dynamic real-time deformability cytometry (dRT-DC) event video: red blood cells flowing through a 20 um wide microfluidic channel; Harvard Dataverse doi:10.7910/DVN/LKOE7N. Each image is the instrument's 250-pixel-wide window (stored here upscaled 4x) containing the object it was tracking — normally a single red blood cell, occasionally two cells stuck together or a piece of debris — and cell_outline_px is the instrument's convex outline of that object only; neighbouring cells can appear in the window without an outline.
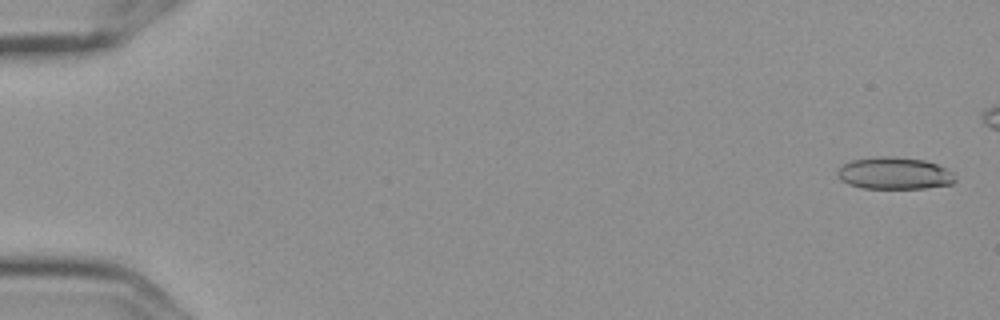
{"species": "Egyptian fruit bat (a non-hibernating species)", "species_latin": "Rousettus aegyptiacus", "temperature_condition": "cold", "stored_images_in_passage": 7, "camera_frame_rate_fps": 3000, "um_per_image_px": 0.085, "frame": {"image": 1, "passage_image": 1, "time_ms": 0.0, "image_size_px": [1000, 320], "cell_outline_px": [[956, 180], [952, 184], [924, 188], [860, 188], [848, 184], [840, 180], [836, 172], [844, 164], [852, 160], [880, 156], [896, 156], [924, 160], [936, 164], [952, 172], [956, 176]], "centroid_in_image_um": [76.02, 14.73], "position_along_channel_um": 9.0, "area_um2": 22.02}}
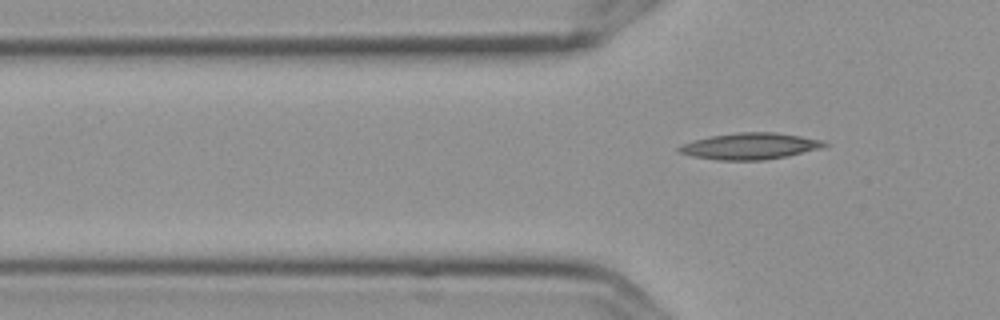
{"frame": {"image": 2, "passage_image": 7, "time_ms": 2.0, "image_size_px": [1000, 320], "cell_outline_px": [[828, 144], [820, 148], [788, 156], [764, 160], [716, 160], [692, 156], [680, 152], [676, 148], [680, 144], [692, 140], [708, 136], [736, 132], [776, 132], [824, 140]], "centroid_in_image_um": [63.71, 12.41], "position_along_channel_um": 62.1, "area_um2": 22.54}}